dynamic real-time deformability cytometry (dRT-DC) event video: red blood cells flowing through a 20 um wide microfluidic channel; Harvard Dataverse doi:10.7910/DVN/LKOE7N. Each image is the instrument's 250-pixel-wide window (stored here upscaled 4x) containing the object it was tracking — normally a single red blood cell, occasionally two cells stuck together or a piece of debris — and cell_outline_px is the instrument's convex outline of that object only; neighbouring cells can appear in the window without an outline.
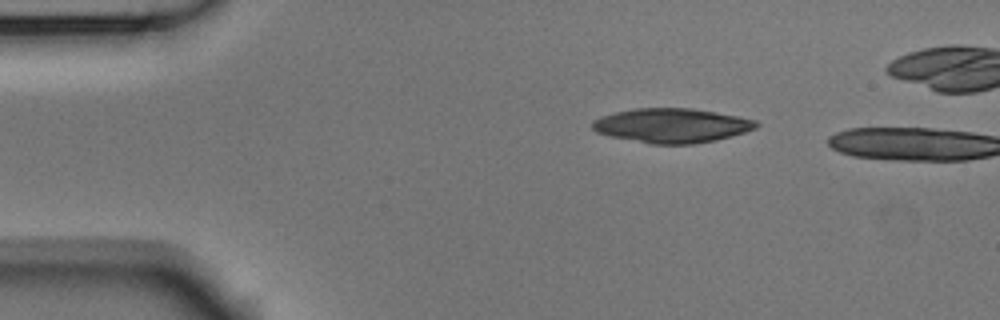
{"species": "Egyptian fruit bat (a non-hibernating species)", "species_latin": "Rousettus aegyptiacus", "temperature_condition": "room temperature", "stored_images_in_passage": 3, "camera_frame_rate_fps": 3000, "um_per_image_px": 0.085, "animal": {"sex": "male"}, "frame": {"image": 1, "passage_image": 1, "time_ms": 0.0, "image_size_px": [1000, 320], "cell_outline_px": [[760, 124], [756, 128], [732, 136], [716, 140], [692, 144], [648, 144], [608, 136], [596, 132], [592, 128], [592, 120], [600, 116], [616, 112], [636, 108], [692, 108], [740, 116], [756, 120]], "centroid_in_image_um": [57.09, 10.67], "position_along_channel_um": 27.9, "area_um2": 33.12}}